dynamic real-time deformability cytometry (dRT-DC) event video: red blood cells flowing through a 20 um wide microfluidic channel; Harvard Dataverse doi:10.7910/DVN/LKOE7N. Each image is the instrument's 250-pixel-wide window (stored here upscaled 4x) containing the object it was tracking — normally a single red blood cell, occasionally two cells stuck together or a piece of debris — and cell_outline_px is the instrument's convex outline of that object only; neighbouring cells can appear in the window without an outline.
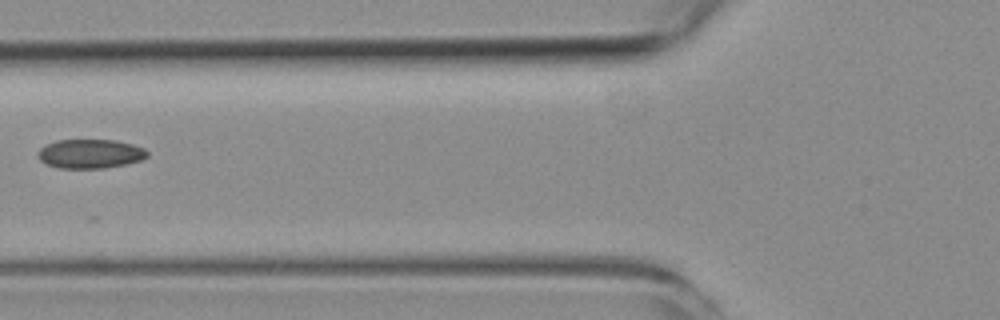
{"species": "common noctule bat (a hibernating species)", "species_latin": "Nyctalus noctula", "temperature_condition": "room temperature", "stored_images_in_passage": 7, "camera_frame_rate_fps": 3000, "um_per_image_px": 0.085, "animal": {"sex": "female", "body_mass_g": 19.3, "forearm_length_mm": 54.1}, "frame": {"image": 1, "passage_image": 6, "time_ms": 6.667, "image_size_px": [1000, 320], "cell_outline_px": [[148, 156], [140, 160], [124, 164], [104, 168], [60, 168], [48, 164], [40, 160], [40, 148], [56, 140], [116, 140], [132, 144], [144, 148], [148, 152]], "centroid_in_image_um": [7.7, 13.06], "position_along_channel_um": 118.1, "area_um2": 18.26}}
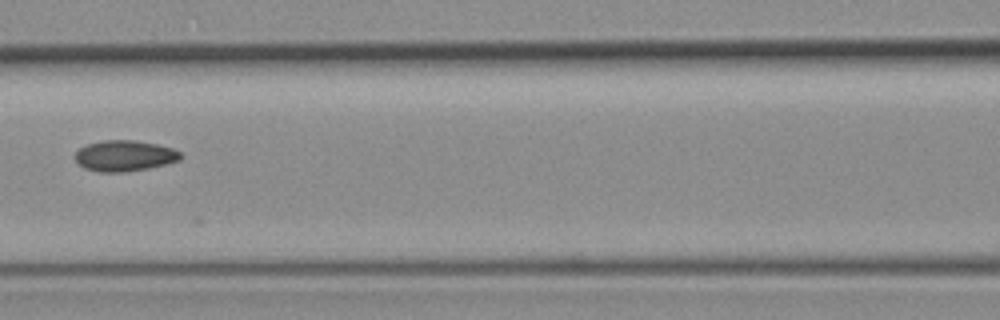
{"frame": {"image": 2, "passage_image": 7, "time_ms": 7.667, "image_size_px": [1000, 320], "cell_outline_px": [[184, 156], [180, 160], [148, 168], [124, 172], [100, 172], [84, 168], [76, 160], [76, 152], [80, 148], [88, 144], [104, 140], [132, 140], [156, 144], [172, 148], [180, 152]], "centroid_in_image_um": [10.61, 13.24], "position_along_channel_um": 156.0, "area_um2": 18.79}}